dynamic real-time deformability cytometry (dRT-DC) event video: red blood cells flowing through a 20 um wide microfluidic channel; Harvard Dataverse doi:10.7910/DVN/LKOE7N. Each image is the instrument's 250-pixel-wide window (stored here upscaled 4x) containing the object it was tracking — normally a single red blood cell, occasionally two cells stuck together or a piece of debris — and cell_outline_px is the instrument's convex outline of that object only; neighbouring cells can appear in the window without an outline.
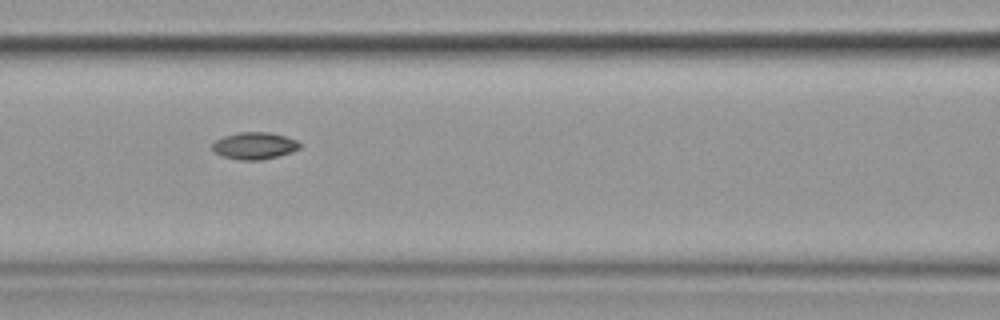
{"species": "common noctule bat (a hibernating species)", "species_latin": "Nyctalus noctula", "temperature_condition": "cold", "stored_images_in_passage": 15, "camera_frame_rate_fps": 3000, "um_per_image_px": 0.085, "animal": {"sex": "female", "body_mass_g": 19.9}, "frame": {"image": 1, "passage_image": 7, "time_ms": 8.0, "image_size_px": [1000, 320], "cell_outline_px": [[300, 148], [292, 152], [260, 160], [240, 160], [220, 156], [212, 148], [212, 144], [216, 140], [224, 136], [240, 132], [268, 132], [284, 136], [296, 140], [300, 144]], "centroid_in_image_um": [21.61, 12.39], "position_along_channel_um": 145.0, "area_um2": 13.64}}
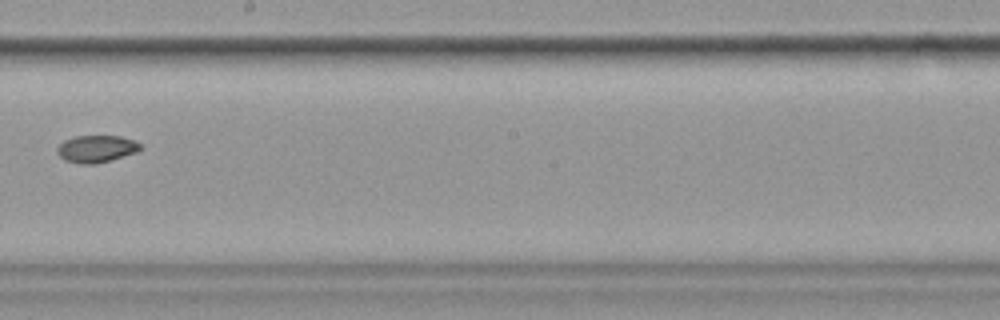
{"frame": {"image": 2, "passage_image": 9, "time_ms": 10.667, "image_size_px": [1000, 320], "cell_outline_px": [[144, 148], [136, 152], [96, 164], [80, 164], [64, 160], [56, 152], [56, 148], [64, 140], [76, 136], [120, 136], [132, 140], [140, 144]], "centroid_in_image_um": [8.17, 12.65], "position_along_channel_um": 240.0, "area_um2": 13.12}, "authors_computed_cell_mechanics": {"area_um2": 14.3922, "velocity_mm_per_s": 3.5823, "shape_relaxation_time_tau1_ms": null, "shape_relaxation_time_tau2_ms": 9.236, "deformation_change_tau1": null, "deformation_change_tau2": 0.1035}}